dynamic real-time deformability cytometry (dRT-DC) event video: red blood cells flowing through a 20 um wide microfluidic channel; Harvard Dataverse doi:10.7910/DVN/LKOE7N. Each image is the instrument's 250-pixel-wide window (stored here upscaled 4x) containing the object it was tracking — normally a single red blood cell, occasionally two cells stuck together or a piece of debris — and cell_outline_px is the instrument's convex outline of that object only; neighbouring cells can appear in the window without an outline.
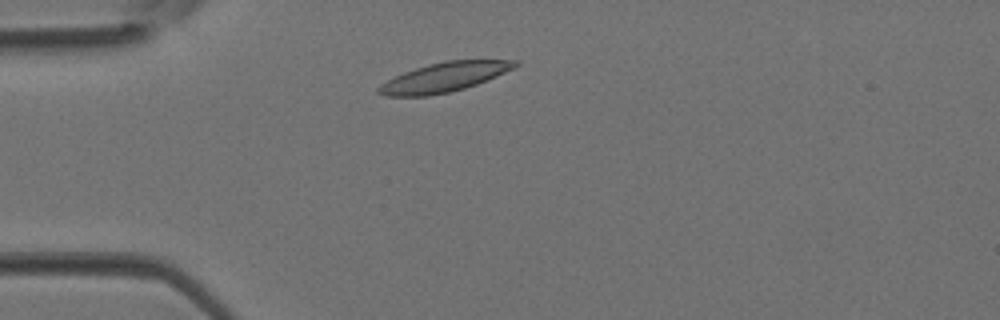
{"species": "Egyptian fruit bat (a non-hibernating species)", "species_latin": "Rousettus aegyptiacus", "temperature_condition": "room temperature", "stored_images_in_passage": 1, "camera_frame_rate_fps": 3000, "um_per_image_px": 0.085, "animal": {"sex": "female"}, "frame": {"image": 1, "passage_image": 1, "time_ms": 0.0, "image_size_px": [1000, 320], "cell_outline_px": [[520, 64], [516, 68], [476, 84], [464, 88], [448, 92], [428, 96], [384, 96], [376, 92], [376, 88], [380, 84], [404, 72], [428, 64], [444, 60], [520, 60]], "centroid_in_image_um": [37.76, 6.56], "position_along_channel_um": 47.2, "area_um2": 23.35}}